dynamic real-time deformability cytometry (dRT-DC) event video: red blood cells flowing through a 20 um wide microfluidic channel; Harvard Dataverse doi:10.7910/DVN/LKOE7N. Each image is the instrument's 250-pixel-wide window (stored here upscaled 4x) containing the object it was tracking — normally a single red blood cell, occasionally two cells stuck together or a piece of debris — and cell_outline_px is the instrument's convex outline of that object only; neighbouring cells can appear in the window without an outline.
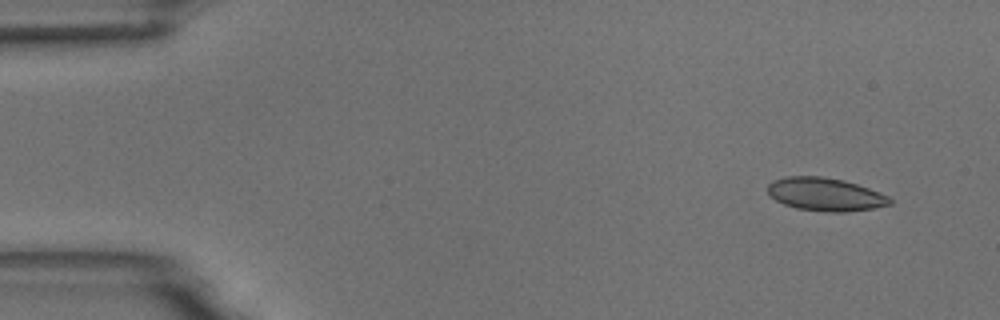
{"species": "common noctule bat (a hibernating species)", "species_latin": "Nyctalus noctula", "temperature_condition": "room temperature", "stored_images_in_passage": 5, "camera_frame_rate_fps": 3000, "um_per_image_px": 0.085, "animal": {"sex": "male", "body_mass_g": 18.8}, "frame": {"image": 1, "passage_image": 2, "time_ms": 1.0, "image_size_px": [1000, 320], "cell_outline_px": [[892, 204], [872, 208], [844, 212], [824, 212], [796, 208], [784, 204], [768, 196], [768, 184], [772, 180], [784, 176], [820, 176], [844, 180], [880, 192], [888, 196], [892, 200]], "centroid_in_image_um": [70.11, 16.51], "position_along_channel_um": 14.9, "area_um2": 23.7}}
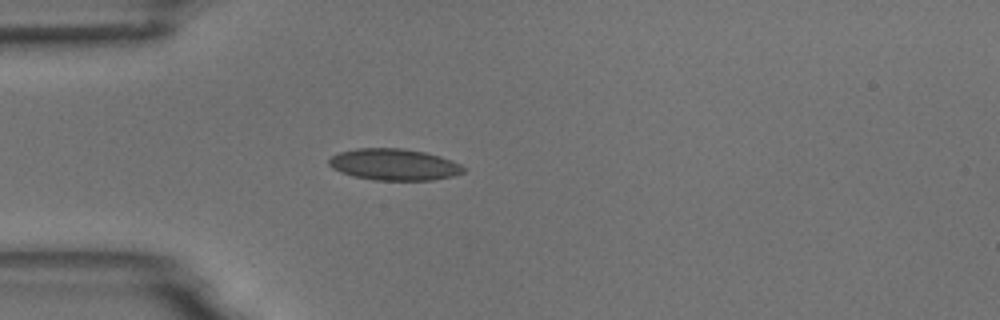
{"frame": {"image": 2, "passage_image": 5, "time_ms": 4.667, "image_size_px": [1000, 320], "cell_outline_px": [[464, 172], [452, 176], [432, 180], [372, 180], [352, 176], [340, 172], [332, 168], [328, 164], [328, 160], [332, 156], [340, 152], [356, 148], [400, 148], [424, 152], [440, 156], [452, 160], [460, 164], [464, 168]], "centroid_in_image_um": [33.47, 13.99], "position_along_channel_um": 51.5, "area_um2": 24.74}}